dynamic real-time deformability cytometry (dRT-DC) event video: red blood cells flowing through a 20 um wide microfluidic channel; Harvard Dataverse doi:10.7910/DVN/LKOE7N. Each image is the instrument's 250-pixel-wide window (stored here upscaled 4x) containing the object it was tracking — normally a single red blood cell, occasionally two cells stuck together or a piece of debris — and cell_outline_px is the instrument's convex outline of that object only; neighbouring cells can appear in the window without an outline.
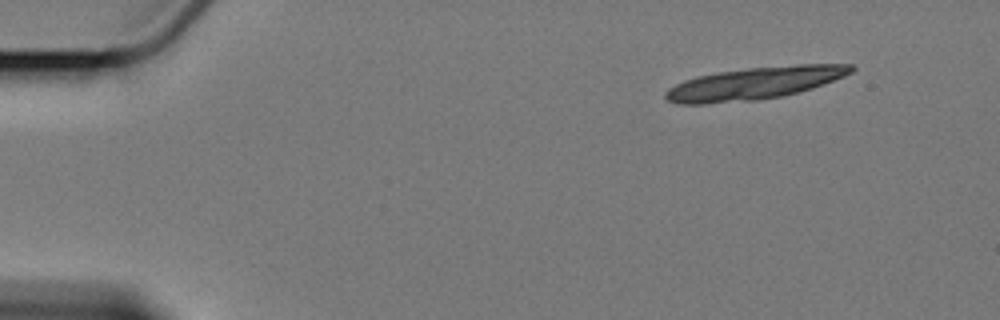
{"species": "Egyptian fruit bat (a non-hibernating species)", "species_latin": "Rousettus aegyptiacus", "temperature_condition": "cold", "stored_images_in_passage": 6, "camera_frame_rate_fps": 3000, "um_per_image_px": 0.085, "animal": {"sex": "female"}, "frame": {"image": 1, "passage_image": 1, "time_ms": 0.0, "image_size_px": [1000, 320], "cell_outline_px": [[856, 68], [852, 72], [844, 76], [812, 88], [784, 96], [756, 100], [704, 104], [676, 104], [668, 100], [664, 96], [664, 92], [668, 88], [684, 80], [696, 76], [716, 72], [748, 68], [796, 64], [852, 64]], "centroid_in_image_um": [64.11, 7.08], "position_along_channel_um": 20.9, "area_um2": 35.14}}
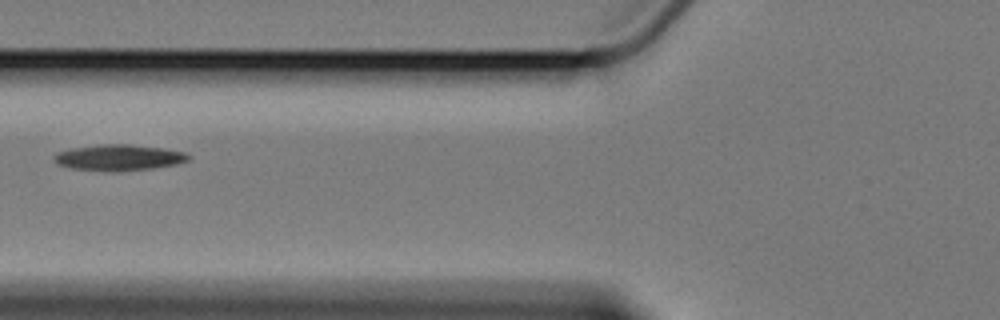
{"frame": {"image": 2, "passage_image": 6, "time_ms": 6.0, "image_size_px": [1000, 320], "cell_outline_px": [[192, 156], [188, 160], [176, 164], [152, 168], [116, 172], [112, 172], [72, 168], [56, 164], [52, 160], [52, 156], [56, 152], [72, 148], [100, 144], [132, 144], [164, 148], [188, 152]], "centroid_in_image_um": [10.09, 13.39], "position_along_channel_um": 115.7, "area_um2": 20.75}}